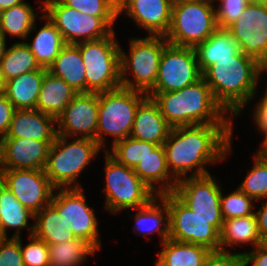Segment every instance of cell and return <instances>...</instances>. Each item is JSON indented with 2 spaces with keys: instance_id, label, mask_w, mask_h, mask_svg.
I'll use <instances>...</instances> for the list:
<instances>
[{
  "instance_id": "cell-32",
  "label": "cell",
  "mask_w": 267,
  "mask_h": 266,
  "mask_svg": "<svg viewBox=\"0 0 267 266\" xmlns=\"http://www.w3.org/2000/svg\"><path fill=\"white\" fill-rule=\"evenodd\" d=\"M33 235L48 245L75 239L72 228L58 211L49 204L34 215Z\"/></svg>"
},
{
  "instance_id": "cell-56",
  "label": "cell",
  "mask_w": 267,
  "mask_h": 266,
  "mask_svg": "<svg viewBox=\"0 0 267 266\" xmlns=\"http://www.w3.org/2000/svg\"><path fill=\"white\" fill-rule=\"evenodd\" d=\"M254 2H258V3H261V4H266L267 3V0H252Z\"/></svg>"
},
{
  "instance_id": "cell-43",
  "label": "cell",
  "mask_w": 267,
  "mask_h": 266,
  "mask_svg": "<svg viewBox=\"0 0 267 266\" xmlns=\"http://www.w3.org/2000/svg\"><path fill=\"white\" fill-rule=\"evenodd\" d=\"M203 266H244L241 252H211Z\"/></svg>"
},
{
  "instance_id": "cell-46",
  "label": "cell",
  "mask_w": 267,
  "mask_h": 266,
  "mask_svg": "<svg viewBox=\"0 0 267 266\" xmlns=\"http://www.w3.org/2000/svg\"><path fill=\"white\" fill-rule=\"evenodd\" d=\"M253 120L257 131L265 136L267 134V105L260 99L257 104L254 105Z\"/></svg>"
},
{
  "instance_id": "cell-13",
  "label": "cell",
  "mask_w": 267,
  "mask_h": 266,
  "mask_svg": "<svg viewBox=\"0 0 267 266\" xmlns=\"http://www.w3.org/2000/svg\"><path fill=\"white\" fill-rule=\"evenodd\" d=\"M173 193L197 216L212 220V226L220 233L223 217L221 214V185L211 174L186 177L177 181Z\"/></svg>"
},
{
  "instance_id": "cell-12",
  "label": "cell",
  "mask_w": 267,
  "mask_h": 266,
  "mask_svg": "<svg viewBox=\"0 0 267 266\" xmlns=\"http://www.w3.org/2000/svg\"><path fill=\"white\" fill-rule=\"evenodd\" d=\"M194 48L167 44L161 55L154 88L149 93L173 92L202 78Z\"/></svg>"
},
{
  "instance_id": "cell-4",
  "label": "cell",
  "mask_w": 267,
  "mask_h": 266,
  "mask_svg": "<svg viewBox=\"0 0 267 266\" xmlns=\"http://www.w3.org/2000/svg\"><path fill=\"white\" fill-rule=\"evenodd\" d=\"M103 149L89 138L70 140L57 134L49 147L45 174L55 188H82L77 178Z\"/></svg>"
},
{
  "instance_id": "cell-16",
  "label": "cell",
  "mask_w": 267,
  "mask_h": 266,
  "mask_svg": "<svg viewBox=\"0 0 267 266\" xmlns=\"http://www.w3.org/2000/svg\"><path fill=\"white\" fill-rule=\"evenodd\" d=\"M5 187L34 215L51 203L55 187L41 169L0 170Z\"/></svg>"
},
{
  "instance_id": "cell-40",
  "label": "cell",
  "mask_w": 267,
  "mask_h": 266,
  "mask_svg": "<svg viewBox=\"0 0 267 266\" xmlns=\"http://www.w3.org/2000/svg\"><path fill=\"white\" fill-rule=\"evenodd\" d=\"M218 28H228L242 14L252 0H213ZM217 4V5H216ZM218 6V7H217Z\"/></svg>"
},
{
  "instance_id": "cell-48",
  "label": "cell",
  "mask_w": 267,
  "mask_h": 266,
  "mask_svg": "<svg viewBox=\"0 0 267 266\" xmlns=\"http://www.w3.org/2000/svg\"><path fill=\"white\" fill-rule=\"evenodd\" d=\"M26 0H0V12L10 7L20 5L24 3Z\"/></svg>"
},
{
  "instance_id": "cell-5",
  "label": "cell",
  "mask_w": 267,
  "mask_h": 266,
  "mask_svg": "<svg viewBox=\"0 0 267 266\" xmlns=\"http://www.w3.org/2000/svg\"><path fill=\"white\" fill-rule=\"evenodd\" d=\"M129 43L128 53L120 45L121 87L148 94L154 88L161 55L168 42L163 35H147L131 38Z\"/></svg>"
},
{
  "instance_id": "cell-41",
  "label": "cell",
  "mask_w": 267,
  "mask_h": 266,
  "mask_svg": "<svg viewBox=\"0 0 267 266\" xmlns=\"http://www.w3.org/2000/svg\"><path fill=\"white\" fill-rule=\"evenodd\" d=\"M28 243L20 248L24 266H49L48 244L34 235L28 236Z\"/></svg>"
},
{
  "instance_id": "cell-7",
  "label": "cell",
  "mask_w": 267,
  "mask_h": 266,
  "mask_svg": "<svg viewBox=\"0 0 267 266\" xmlns=\"http://www.w3.org/2000/svg\"><path fill=\"white\" fill-rule=\"evenodd\" d=\"M115 30L104 38L75 44L85 66L86 93H101L121 87L120 45Z\"/></svg>"
},
{
  "instance_id": "cell-35",
  "label": "cell",
  "mask_w": 267,
  "mask_h": 266,
  "mask_svg": "<svg viewBox=\"0 0 267 266\" xmlns=\"http://www.w3.org/2000/svg\"><path fill=\"white\" fill-rule=\"evenodd\" d=\"M0 66L6 81L42 68L24 41L14 42L6 49Z\"/></svg>"
},
{
  "instance_id": "cell-24",
  "label": "cell",
  "mask_w": 267,
  "mask_h": 266,
  "mask_svg": "<svg viewBox=\"0 0 267 266\" xmlns=\"http://www.w3.org/2000/svg\"><path fill=\"white\" fill-rule=\"evenodd\" d=\"M194 50L202 74L217 60L233 59L240 52L239 44L227 28H217Z\"/></svg>"
},
{
  "instance_id": "cell-14",
  "label": "cell",
  "mask_w": 267,
  "mask_h": 266,
  "mask_svg": "<svg viewBox=\"0 0 267 266\" xmlns=\"http://www.w3.org/2000/svg\"><path fill=\"white\" fill-rule=\"evenodd\" d=\"M86 200L82 188H56L50 204L69 223L76 238L89 241L101 250L99 221Z\"/></svg>"
},
{
  "instance_id": "cell-20",
  "label": "cell",
  "mask_w": 267,
  "mask_h": 266,
  "mask_svg": "<svg viewBox=\"0 0 267 266\" xmlns=\"http://www.w3.org/2000/svg\"><path fill=\"white\" fill-rule=\"evenodd\" d=\"M57 135L56 119L38 109H16L4 138L46 141L51 145Z\"/></svg>"
},
{
  "instance_id": "cell-19",
  "label": "cell",
  "mask_w": 267,
  "mask_h": 266,
  "mask_svg": "<svg viewBox=\"0 0 267 266\" xmlns=\"http://www.w3.org/2000/svg\"><path fill=\"white\" fill-rule=\"evenodd\" d=\"M172 6V0H121L118 15L130 17L148 35L165 36L171 24Z\"/></svg>"
},
{
  "instance_id": "cell-57",
  "label": "cell",
  "mask_w": 267,
  "mask_h": 266,
  "mask_svg": "<svg viewBox=\"0 0 267 266\" xmlns=\"http://www.w3.org/2000/svg\"><path fill=\"white\" fill-rule=\"evenodd\" d=\"M183 1H193V0H172L173 4H174V3L183 2Z\"/></svg>"
},
{
  "instance_id": "cell-9",
  "label": "cell",
  "mask_w": 267,
  "mask_h": 266,
  "mask_svg": "<svg viewBox=\"0 0 267 266\" xmlns=\"http://www.w3.org/2000/svg\"><path fill=\"white\" fill-rule=\"evenodd\" d=\"M217 28L213 0L183 1L172 6L165 38L169 44L195 48Z\"/></svg>"
},
{
  "instance_id": "cell-44",
  "label": "cell",
  "mask_w": 267,
  "mask_h": 266,
  "mask_svg": "<svg viewBox=\"0 0 267 266\" xmlns=\"http://www.w3.org/2000/svg\"><path fill=\"white\" fill-rule=\"evenodd\" d=\"M15 110L8 98L0 93V140L7 135Z\"/></svg>"
},
{
  "instance_id": "cell-26",
  "label": "cell",
  "mask_w": 267,
  "mask_h": 266,
  "mask_svg": "<svg viewBox=\"0 0 267 266\" xmlns=\"http://www.w3.org/2000/svg\"><path fill=\"white\" fill-rule=\"evenodd\" d=\"M47 70L62 78L77 93H86L85 66L75 44H66Z\"/></svg>"
},
{
  "instance_id": "cell-1",
  "label": "cell",
  "mask_w": 267,
  "mask_h": 266,
  "mask_svg": "<svg viewBox=\"0 0 267 266\" xmlns=\"http://www.w3.org/2000/svg\"><path fill=\"white\" fill-rule=\"evenodd\" d=\"M233 129V124H197L171 128L163 144L171 175L178 181L211 174L207 165L224 161L232 151Z\"/></svg>"
},
{
  "instance_id": "cell-42",
  "label": "cell",
  "mask_w": 267,
  "mask_h": 266,
  "mask_svg": "<svg viewBox=\"0 0 267 266\" xmlns=\"http://www.w3.org/2000/svg\"><path fill=\"white\" fill-rule=\"evenodd\" d=\"M0 266H24L20 237L0 238Z\"/></svg>"
},
{
  "instance_id": "cell-6",
  "label": "cell",
  "mask_w": 267,
  "mask_h": 266,
  "mask_svg": "<svg viewBox=\"0 0 267 266\" xmlns=\"http://www.w3.org/2000/svg\"><path fill=\"white\" fill-rule=\"evenodd\" d=\"M148 95L124 87L98 93L99 110L96 142L106 146V135L112 137L111 146L130 136L139 104ZM106 141V142H105Z\"/></svg>"
},
{
  "instance_id": "cell-53",
  "label": "cell",
  "mask_w": 267,
  "mask_h": 266,
  "mask_svg": "<svg viewBox=\"0 0 267 266\" xmlns=\"http://www.w3.org/2000/svg\"><path fill=\"white\" fill-rule=\"evenodd\" d=\"M263 96H262V101L267 105V87H266V92H263Z\"/></svg>"
},
{
  "instance_id": "cell-47",
  "label": "cell",
  "mask_w": 267,
  "mask_h": 266,
  "mask_svg": "<svg viewBox=\"0 0 267 266\" xmlns=\"http://www.w3.org/2000/svg\"><path fill=\"white\" fill-rule=\"evenodd\" d=\"M256 202H261V207H259L254 214L257 221L259 235L265 242L267 241V198L257 200Z\"/></svg>"
},
{
  "instance_id": "cell-3",
  "label": "cell",
  "mask_w": 267,
  "mask_h": 266,
  "mask_svg": "<svg viewBox=\"0 0 267 266\" xmlns=\"http://www.w3.org/2000/svg\"><path fill=\"white\" fill-rule=\"evenodd\" d=\"M147 95L157 103L172 128L197 124H234L230 114L215 100L203 77L178 91Z\"/></svg>"
},
{
  "instance_id": "cell-2",
  "label": "cell",
  "mask_w": 267,
  "mask_h": 266,
  "mask_svg": "<svg viewBox=\"0 0 267 266\" xmlns=\"http://www.w3.org/2000/svg\"><path fill=\"white\" fill-rule=\"evenodd\" d=\"M265 71L266 68L255 58L240 51L233 59L217 60L202 77L215 100L235 118L257 96V85Z\"/></svg>"
},
{
  "instance_id": "cell-11",
  "label": "cell",
  "mask_w": 267,
  "mask_h": 266,
  "mask_svg": "<svg viewBox=\"0 0 267 266\" xmlns=\"http://www.w3.org/2000/svg\"><path fill=\"white\" fill-rule=\"evenodd\" d=\"M160 196L169 209V239L220 251V233L212 226V220L194 214L173 192Z\"/></svg>"
},
{
  "instance_id": "cell-29",
  "label": "cell",
  "mask_w": 267,
  "mask_h": 266,
  "mask_svg": "<svg viewBox=\"0 0 267 266\" xmlns=\"http://www.w3.org/2000/svg\"><path fill=\"white\" fill-rule=\"evenodd\" d=\"M264 243L258 232L255 214L223 221L220 231V251L232 252L227 250L226 247L229 246L234 248L249 244L255 248Z\"/></svg>"
},
{
  "instance_id": "cell-45",
  "label": "cell",
  "mask_w": 267,
  "mask_h": 266,
  "mask_svg": "<svg viewBox=\"0 0 267 266\" xmlns=\"http://www.w3.org/2000/svg\"><path fill=\"white\" fill-rule=\"evenodd\" d=\"M244 266H267V244L256 246L251 251L241 252Z\"/></svg>"
},
{
  "instance_id": "cell-38",
  "label": "cell",
  "mask_w": 267,
  "mask_h": 266,
  "mask_svg": "<svg viewBox=\"0 0 267 266\" xmlns=\"http://www.w3.org/2000/svg\"><path fill=\"white\" fill-rule=\"evenodd\" d=\"M255 200L243 193L238 187L224 196L221 193V214L223 220L238 218L254 214Z\"/></svg>"
},
{
  "instance_id": "cell-49",
  "label": "cell",
  "mask_w": 267,
  "mask_h": 266,
  "mask_svg": "<svg viewBox=\"0 0 267 266\" xmlns=\"http://www.w3.org/2000/svg\"><path fill=\"white\" fill-rule=\"evenodd\" d=\"M7 38L5 37V35L1 32L0 30V60L2 59L3 55L6 52L7 49V43L6 40Z\"/></svg>"
},
{
  "instance_id": "cell-54",
  "label": "cell",
  "mask_w": 267,
  "mask_h": 266,
  "mask_svg": "<svg viewBox=\"0 0 267 266\" xmlns=\"http://www.w3.org/2000/svg\"><path fill=\"white\" fill-rule=\"evenodd\" d=\"M257 152L263 155L267 159V151H257Z\"/></svg>"
},
{
  "instance_id": "cell-25",
  "label": "cell",
  "mask_w": 267,
  "mask_h": 266,
  "mask_svg": "<svg viewBox=\"0 0 267 266\" xmlns=\"http://www.w3.org/2000/svg\"><path fill=\"white\" fill-rule=\"evenodd\" d=\"M48 70L41 68L11 78L5 83L3 94L15 109H36L43 77Z\"/></svg>"
},
{
  "instance_id": "cell-27",
  "label": "cell",
  "mask_w": 267,
  "mask_h": 266,
  "mask_svg": "<svg viewBox=\"0 0 267 266\" xmlns=\"http://www.w3.org/2000/svg\"><path fill=\"white\" fill-rule=\"evenodd\" d=\"M77 94L62 78L47 71L43 77L36 109L57 119Z\"/></svg>"
},
{
  "instance_id": "cell-52",
  "label": "cell",
  "mask_w": 267,
  "mask_h": 266,
  "mask_svg": "<svg viewBox=\"0 0 267 266\" xmlns=\"http://www.w3.org/2000/svg\"><path fill=\"white\" fill-rule=\"evenodd\" d=\"M4 187H5V183H4L2 175L0 174V195ZM0 214H1V200H0Z\"/></svg>"
},
{
  "instance_id": "cell-17",
  "label": "cell",
  "mask_w": 267,
  "mask_h": 266,
  "mask_svg": "<svg viewBox=\"0 0 267 266\" xmlns=\"http://www.w3.org/2000/svg\"><path fill=\"white\" fill-rule=\"evenodd\" d=\"M98 93H78L56 119L57 134L96 141Z\"/></svg>"
},
{
  "instance_id": "cell-51",
  "label": "cell",
  "mask_w": 267,
  "mask_h": 266,
  "mask_svg": "<svg viewBox=\"0 0 267 266\" xmlns=\"http://www.w3.org/2000/svg\"><path fill=\"white\" fill-rule=\"evenodd\" d=\"M258 151H267V134L263 137V141L260 144Z\"/></svg>"
},
{
  "instance_id": "cell-18",
  "label": "cell",
  "mask_w": 267,
  "mask_h": 266,
  "mask_svg": "<svg viewBox=\"0 0 267 266\" xmlns=\"http://www.w3.org/2000/svg\"><path fill=\"white\" fill-rule=\"evenodd\" d=\"M49 147L46 141L41 140L2 138L0 140V170H44Z\"/></svg>"
},
{
  "instance_id": "cell-8",
  "label": "cell",
  "mask_w": 267,
  "mask_h": 266,
  "mask_svg": "<svg viewBox=\"0 0 267 266\" xmlns=\"http://www.w3.org/2000/svg\"><path fill=\"white\" fill-rule=\"evenodd\" d=\"M105 153V193L104 207L114 215L118 212L136 209L148 204L155 194L130 167L119 163L106 150Z\"/></svg>"
},
{
  "instance_id": "cell-33",
  "label": "cell",
  "mask_w": 267,
  "mask_h": 266,
  "mask_svg": "<svg viewBox=\"0 0 267 266\" xmlns=\"http://www.w3.org/2000/svg\"><path fill=\"white\" fill-rule=\"evenodd\" d=\"M37 18L42 19L43 15L38 17L33 7L25 1L0 12V30L6 38L9 34L11 38L16 37L25 41Z\"/></svg>"
},
{
  "instance_id": "cell-23",
  "label": "cell",
  "mask_w": 267,
  "mask_h": 266,
  "mask_svg": "<svg viewBox=\"0 0 267 266\" xmlns=\"http://www.w3.org/2000/svg\"><path fill=\"white\" fill-rule=\"evenodd\" d=\"M135 210V215H132L135 222L132 228L134 233L138 235L157 233L161 244L169 239V209L167 202L160 195Z\"/></svg>"
},
{
  "instance_id": "cell-34",
  "label": "cell",
  "mask_w": 267,
  "mask_h": 266,
  "mask_svg": "<svg viewBox=\"0 0 267 266\" xmlns=\"http://www.w3.org/2000/svg\"><path fill=\"white\" fill-rule=\"evenodd\" d=\"M98 250L86 240L79 238L48 245L49 266H80Z\"/></svg>"
},
{
  "instance_id": "cell-22",
  "label": "cell",
  "mask_w": 267,
  "mask_h": 266,
  "mask_svg": "<svg viewBox=\"0 0 267 266\" xmlns=\"http://www.w3.org/2000/svg\"><path fill=\"white\" fill-rule=\"evenodd\" d=\"M133 170L157 195L173 192L176 187L177 180L168 169L163 145H158Z\"/></svg>"
},
{
  "instance_id": "cell-36",
  "label": "cell",
  "mask_w": 267,
  "mask_h": 266,
  "mask_svg": "<svg viewBox=\"0 0 267 266\" xmlns=\"http://www.w3.org/2000/svg\"><path fill=\"white\" fill-rule=\"evenodd\" d=\"M158 145L148 141L137 140L131 136L117 141L106 150L119 163L134 169L148 154H151Z\"/></svg>"
},
{
  "instance_id": "cell-55",
  "label": "cell",
  "mask_w": 267,
  "mask_h": 266,
  "mask_svg": "<svg viewBox=\"0 0 267 266\" xmlns=\"http://www.w3.org/2000/svg\"><path fill=\"white\" fill-rule=\"evenodd\" d=\"M117 7H119L121 0H111Z\"/></svg>"
},
{
  "instance_id": "cell-37",
  "label": "cell",
  "mask_w": 267,
  "mask_h": 266,
  "mask_svg": "<svg viewBox=\"0 0 267 266\" xmlns=\"http://www.w3.org/2000/svg\"><path fill=\"white\" fill-rule=\"evenodd\" d=\"M252 158L254 160L252 169L237 187L257 201L267 198V159L257 151Z\"/></svg>"
},
{
  "instance_id": "cell-15",
  "label": "cell",
  "mask_w": 267,
  "mask_h": 266,
  "mask_svg": "<svg viewBox=\"0 0 267 266\" xmlns=\"http://www.w3.org/2000/svg\"><path fill=\"white\" fill-rule=\"evenodd\" d=\"M240 51L267 67V7L252 1L241 16L227 28Z\"/></svg>"
},
{
  "instance_id": "cell-30",
  "label": "cell",
  "mask_w": 267,
  "mask_h": 266,
  "mask_svg": "<svg viewBox=\"0 0 267 266\" xmlns=\"http://www.w3.org/2000/svg\"><path fill=\"white\" fill-rule=\"evenodd\" d=\"M155 266H203L212 252L204 246L167 239L161 245Z\"/></svg>"
},
{
  "instance_id": "cell-21",
  "label": "cell",
  "mask_w": 267,
  "mask_h": 266,
  "mask_svg": "<svg viewBox=\"0 0 267 266\" xmlns=\"http://www.w3.org/2000/svg\"><path fill=\"white\" fill-rule=\"evenodd\" d=\"M171 128L157 103L152 97L147 96L137 108L130 136L137 140L163 145Z\"/></svg>"
},
{
  "instance_id": "cell-28",
  "label": "cell",
  "mask_w": 267,
  "mask_h": 266,
  "mask_svg": "<svg viewBox=\"0 0 267 266\" xmlns=\"http://www.w3.org/2000/svg\"><path fill=\"white\" fill-rule=\"evenodd\" d=\"M0 214V238L21 237V230L27 228L28 236L33 235L34 224L28 225L29 219L34 220V214L24 207L6 187L2 189ZM15 229L12 236H8L10 229Z\"/></svg>"
},
{
  "instance_id": "cell-39",
  "label": "cell",
  "mask_w": 267,
  "mask_h": 266,
  "mask_svg": "<svg viewBox=\"0 0 267 266\" xmlns=\"http://www.w3.org/2000/svg\"><path fill=\"white\" fill-rule=\"evenodd\" d=\"M66 6L95 17H119L118 7L111 0H61Z\"/></svg>"
},
{
  "instance_id": "cell-50",
  "label": "cell",
  "mask_w": 267,
  "mask_h": 266,
  "mask_svg": "<svg viewBox=\"0 0 267 266\" xmlns=\"http://www.w3.org/2000/svg\"><path fill=\"white\" fill-rule=\"evenodd\" d=\"M5 83H6V80L4 78V75H3V72L0 66V93H3L4 88H5Z\"/></svg>"
},
{
  "instance_id": "cell-31",
  "label": "cell",
  "mask_w": 267,
  "mask_h": 266,
  "mask_svg": "<svg viewBox=\"0 0 267 266\" xmlns=\"http://www.w3.org/2000/svg\"><path fill=\"white\" fill-rule=\"evenodd\" d=\"M45 18L44 25L36 29V22L30 30L31 33H36L32 42L25 41L32 54L36 57L37 62L43 68L48 69L54 62V59L59 55L61 49L66 45L61 33L56 26L43 14Z\"/></svg>"
},
{
  "instance_id": "cell-10",
  "label": "cell",
  "mask_w": 267,
  "mask_h": 266,
  "mask_svg": "<svg viewBox=\"0 0 267 266\" xmlns=\"http://www.w3.org/2000/svg\"><path fill=\"white\" fill-rule=\"evenodd\" d=\"M36 10L56 26L66 44L98 40L109 36L118 17H95L66 6L61 0H43Z\"/></svg>"
}]
</instances>
